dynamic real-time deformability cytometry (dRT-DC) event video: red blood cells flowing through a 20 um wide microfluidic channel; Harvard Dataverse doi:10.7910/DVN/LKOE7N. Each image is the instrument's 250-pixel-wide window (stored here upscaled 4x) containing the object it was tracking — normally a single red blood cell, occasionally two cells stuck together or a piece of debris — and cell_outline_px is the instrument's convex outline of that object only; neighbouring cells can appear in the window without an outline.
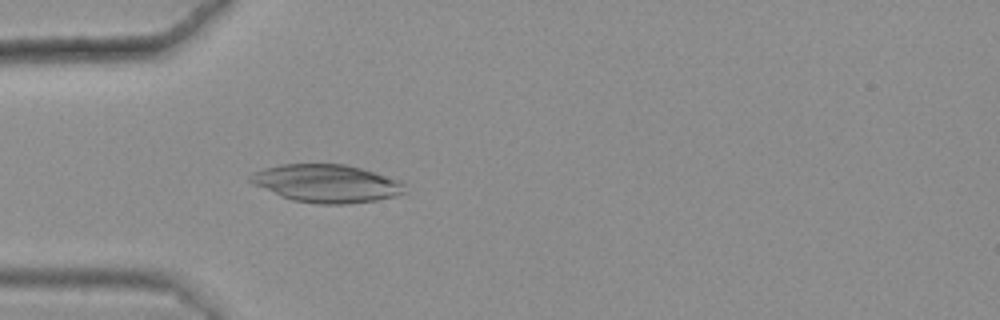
{"species": "common noctule bat (a hibernating species)", "species_latin": "Nyctalus noctula", "temperature_condition": "warm", "stored_images_in_passage": 32, "camera_frame_rate_fps": 3000, "um_per_image_px": 0.085, "animal": {"sex": "female", "body_mass_g": 25.1}, "frame": {"image": 1, "passage_image": 1, "time_ms": 0.0, "image_size_px": [1000, 320], "cell_outline_px": [[408, 192], [396, 196], [376, 200], [348, 204], [316, 204], [292, 200], [280, 196], [252, 184], [248, 180], [248, 176], [252, 172], [264, 168], [280, 164], [344, 164], [360, 168], [400, 180], [404, 184]], "centroid_in_image_um": [27.74, 15.6], "position_along_channel_um": 57.3, "area_um2": 34.39}}
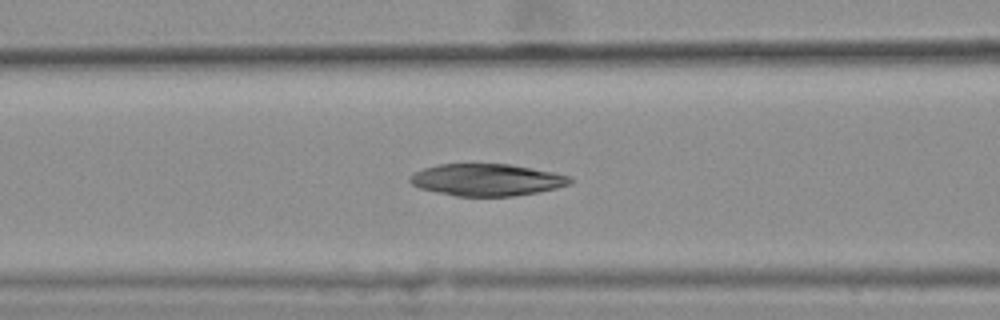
{"frame": {"image": 2, "passage_image": 7, "time_ms": 2.0, "image_size_px": [1000, 320], "cell_outline_px": [[576, 180], [568, 184], [556, 188], [536, 192], [512, 196], [456, 196], [420, 188], [412, 184], [408, 180], [408, 176], [424, 168], [440, 164], [512, 164], [572, 176]], "centroid_in_image_um": [41.39, 15.28], "position_along_channel_um": 125.2, "area_um2": 29.77}}
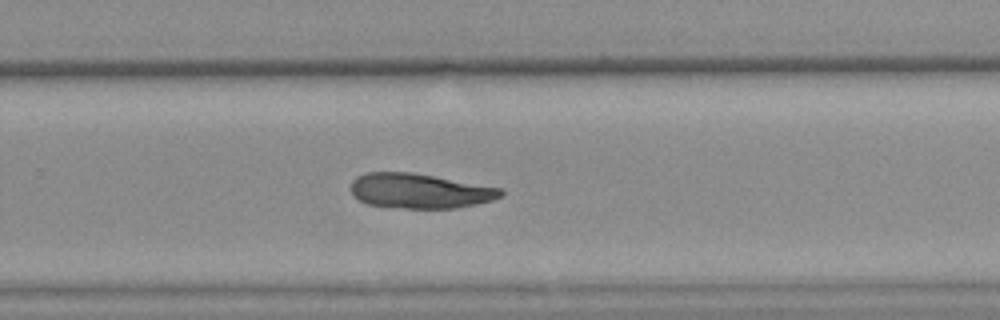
{"frame": {"image": 3, "passage_image": 21, "time_ms": 6.667, "image_size_px": [1000, 320], "cell_outline_px": [[504, 192], [500, 196], [492, 200], [476, 204], [452, 208], [404, 208], [368, 204], [360, 200], [352, 192], [352, 180], [356, 176], [364, 172], [412, 172], [504, 188]], "centroid_in_image_um": [35.69, 16.21], "position_along_channel_um": 294.1, "area_um2": 30.35}}